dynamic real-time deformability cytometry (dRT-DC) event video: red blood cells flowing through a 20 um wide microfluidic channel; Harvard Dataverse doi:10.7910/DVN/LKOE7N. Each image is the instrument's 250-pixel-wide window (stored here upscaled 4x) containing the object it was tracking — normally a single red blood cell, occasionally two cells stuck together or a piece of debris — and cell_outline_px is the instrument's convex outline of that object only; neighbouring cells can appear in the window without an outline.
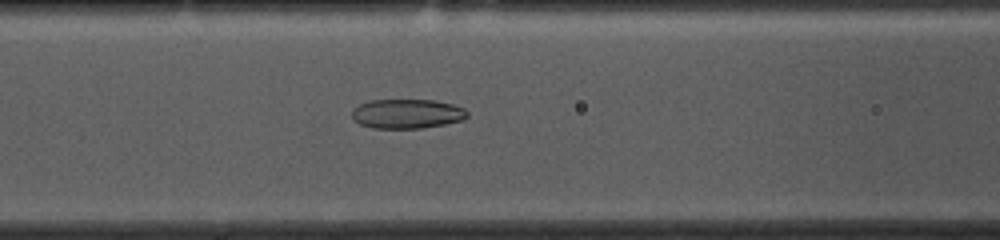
{"species": "common noctule bat (a hibernating species)", "species_latin": "Nyctalus noctula", "temperature_condition": "cold", "stored_images_in_passage": 53, "camera_frame_rate_fps": 3000, "um_per_image_px": 0.085, "animal": {"sex": "female", "body_mass_g": 10.0, "forearm_length_mm": 53.1}, "frame": {"image": 1, "passage_image": 20, "time_ms": 6.333, "image_size_px": [1000, 240], "cell_outline_px": [[468, 116], [464, 120], [444, 124], [420, 128], [372, 128], [360, 124], [352, 120], [352, 108], [368, 100], [432, 100], [452, 104], [464, 108], [468, 112]], "centroid_in_image_um": [34.57, 9.67], "position_along_channel_um": 132.0, "area_um2": 19.88}}
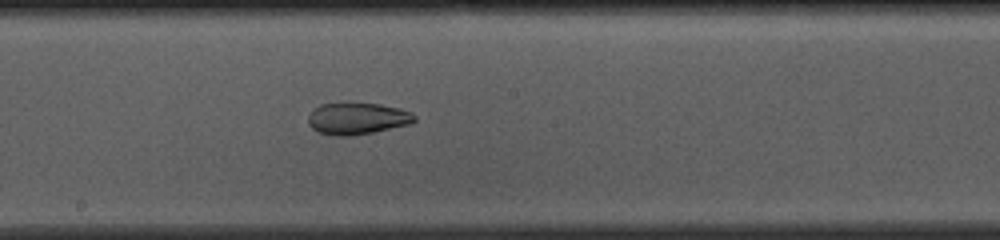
{"frame": {"image": 2, "passage_image": 27, "time_ms": 8.667, "image_size_px": [1000, 240], "cell_outline_px": [[416, 120], [412, 124], [352, 136], [332, 136], [316, 132], [308, 124], [308, 116], [320, 104], [348, 100], [380, 104], [400, 108], [412, 112], [416, 116]], "centroid_in_image_um": [30.36, 10.04], "position_along_channel_um": 217.8, "area_um2": 20.52}}
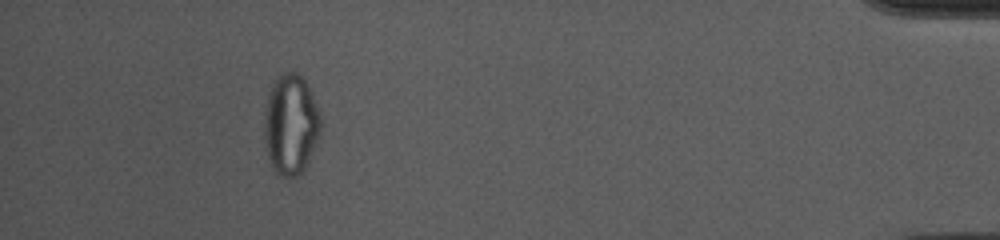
{"frame": {"image": 3, "passage_image": 48, "time_ms": 15.667, "image_size_px": [1000, 240], "cell_outline_px": [[320, 136], [300, 176], [280, 176], [272, 168], [268, 156], [264, 140], [264, 116], [268, 96], [272, 84], [284, 72], [300, 72], [320, 112]], "centroid_in_image_um": [24.71, 10.59], "position_along_channel_um": 410.5, "area_um2": 32.83}, "authors_computed_cell_mechanics": {"area_um2": 24.276, "velocity_mm_per_s": 3.6831, "shape_relaxation_time_tau1_ms": null, "shape_relaxation_time_tau2_ms": 2.3094, "deformation_change_tau1": null, "deformation_change_tau2": 0.0837}}